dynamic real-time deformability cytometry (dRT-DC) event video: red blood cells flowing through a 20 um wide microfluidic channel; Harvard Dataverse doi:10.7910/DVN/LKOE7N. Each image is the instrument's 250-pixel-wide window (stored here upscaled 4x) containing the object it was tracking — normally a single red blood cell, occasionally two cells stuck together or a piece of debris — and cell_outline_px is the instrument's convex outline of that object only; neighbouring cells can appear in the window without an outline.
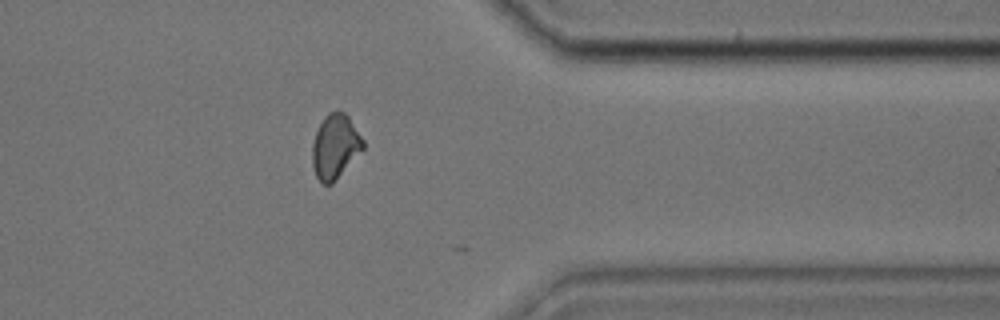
{"species": "common noctule bat (a hibernating species)", "species_latin": "Nyctalus noctula", "temperature_condition": "cold", "stored_images_in_passage": 25, "camera_frame_rate_fps": 3000, "um_per_image_px": 0.085, "animal": {"sex": "male", "body_mass_g": 17.9, "forearm_length_mm": 54.2}, "frame": {"image": 1, "passage_image": 24, "time_ms": 7.667, "image_size_px": [1000, 320], "cell_outline_px": [[364, 148], [332, 184], [324, 184], [316, 176], [312, 164], [312, 144], [316, 132], [324, 116], [328, 112], [336, 108], [344, 112], [348, 116], [364, 140]], "centroid_in_image_um": [28.48, 12.41], "position_along_channel_um": 382.9, "area_um2": 19.07}}